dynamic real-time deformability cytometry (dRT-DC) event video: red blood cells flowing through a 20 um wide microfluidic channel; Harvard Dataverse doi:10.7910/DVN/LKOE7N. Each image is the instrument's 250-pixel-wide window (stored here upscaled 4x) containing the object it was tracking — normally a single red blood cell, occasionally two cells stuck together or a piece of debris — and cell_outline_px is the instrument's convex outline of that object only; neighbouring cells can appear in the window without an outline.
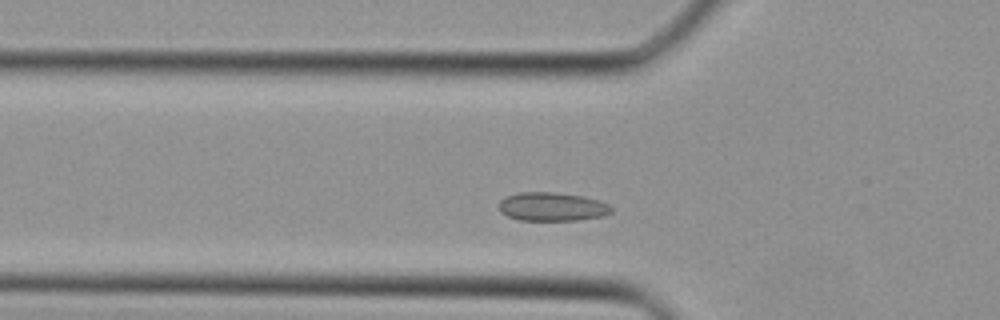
{"species": "Egyptian fruit bat (a non-hibernating species)", "species_latin": "Rousettus aegyptiacus", "temperature_condition": "cold", "stored_images_in_passage": 31, "camera_frame_rate_fps": 3000, "um_per_image_px": 0.085, "animal": {"sex": "female"}, "frame": {"image": 1, "passage_image": 5, "time_ms": 1.333, "image_size_px": [1000, 320], "cell_outline_px": [[616, 208], [612, 212], [604, 216], [576, 220], [520, 220], [508, 216], [500, 212], [500, 200], [504, 196], [520, 192], [552, 192], [584, 196], [600, 200]], "centroid_in_image_um": [46.97, 17.56], "position_along_channel_um": 78.8, "area_um2": 18.96}}
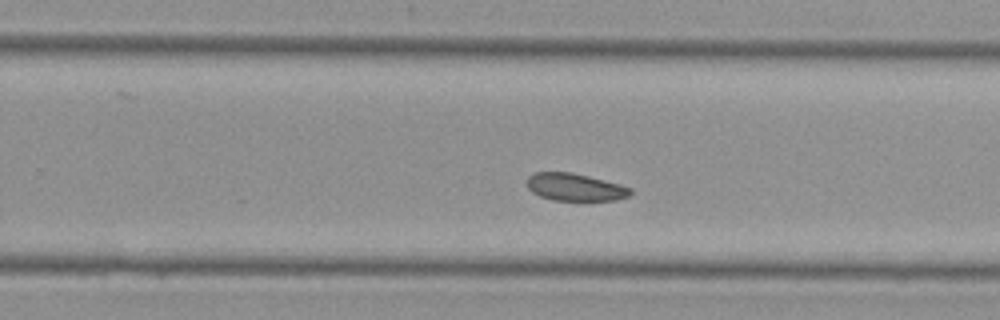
{"frame": {"image": 2, "passage_image": 17, "time_ms": 5.333, "image_size_px": [1000, 320], "cell_outline_px": [[632, 192], [628, 196], [616, 200], [552, 200], [540, 196], [532, 192], [528, 188], [528, 176], [532, 172], [572, 172], [620, 184], [632, 188]], "centroid_in_image_um": [48.87, 15.9], "position_along_channel_um": 280.9, "area_um2": 16.53}}
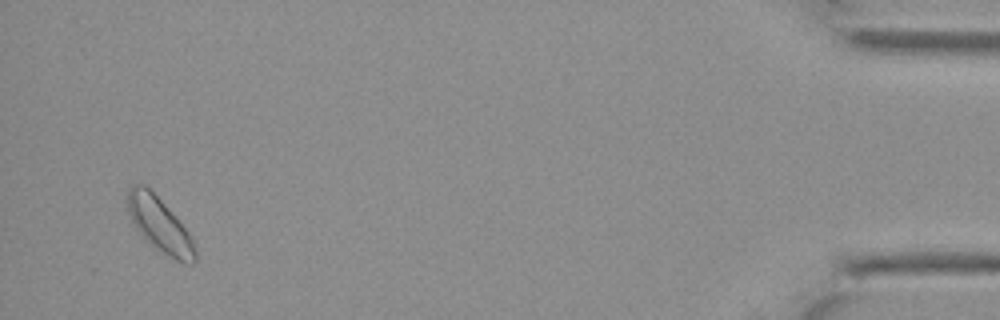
{"frame": {"image": 3, "passage_image": 30, "time_ms": 9.667, "image_size_px": [1000, 320], "cell_outline_px": [[196, 264], [184, 264], [152, 248], [136, 228], [128, 212], [128, 188], [132, 184], [144, 184], [164, 204], [192, 236], [196, 252]], "centroid_in_image_um": [13.59, 19.16], "position_along_channel_um": 421.6, "area_um2": 21.39}}